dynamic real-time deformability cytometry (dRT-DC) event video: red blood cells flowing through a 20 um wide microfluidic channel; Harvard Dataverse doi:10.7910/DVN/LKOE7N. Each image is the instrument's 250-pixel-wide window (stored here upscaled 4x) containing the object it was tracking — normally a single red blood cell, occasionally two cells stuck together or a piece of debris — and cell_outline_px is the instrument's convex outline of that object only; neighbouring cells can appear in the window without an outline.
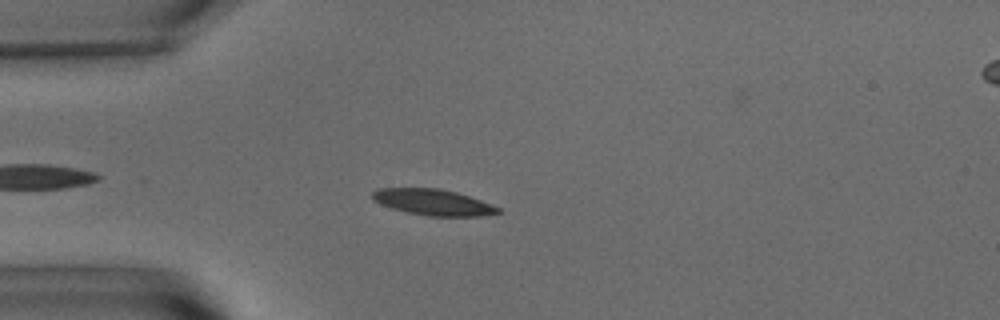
{"species": "common noctule bat (a hibernating species)", "species_latin": "Nyctalus noctula", "temperature_condition": "warm", "stored_images_in_passage": 39, "camera_frame_rate_fps": 3000, "um_per_image_px": 0.085, "animal": {"sex": "male", "body_mass_g": 15.6}, "frame": {"image": 1, "passage_image": 7, "time_ms": 2.0, "image_size_px": [1000, 320], "cell_outline_px": [[504, 212], [480, 216], [428, 216], [408, 212], [392, 208], [380, 204], [372, 200], [372, 192], [376, 188], [440, 188], [456, 192], [492, 204], [500, 208]], "centroid_in_image_um": [36.81, 17.19], "position_along_channel_um": 48.2, "area_um2": 19.13}}
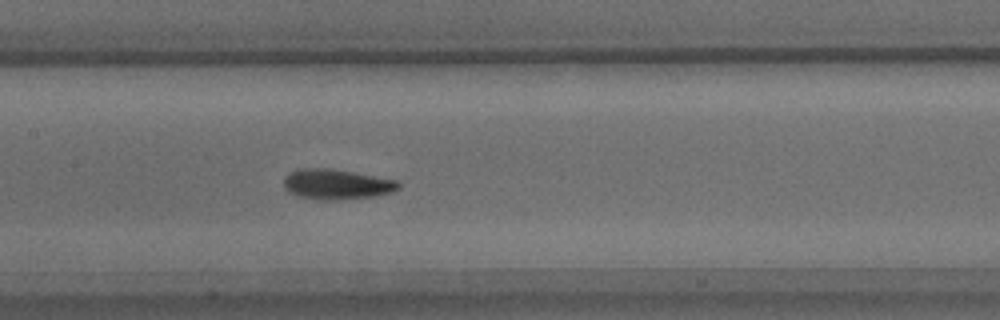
{"frame": {"image": 2, "passage_image": 19, "time_ms": 6.0, "image_size_px": [1000, 320], "cell_outline_px": [[400, 188], [392, 192], [376, 196], [324, 200], [320, 200], [296, 196], [284, 188], [284, 176], [288, 172], [296, 168], [328, 168], [352, 172], [396, 180], [400, 184]], "centroid_in_image_um": [28.56, 15.65], "position_along_channel_um": 178.8, "area_um2": 20.17}}
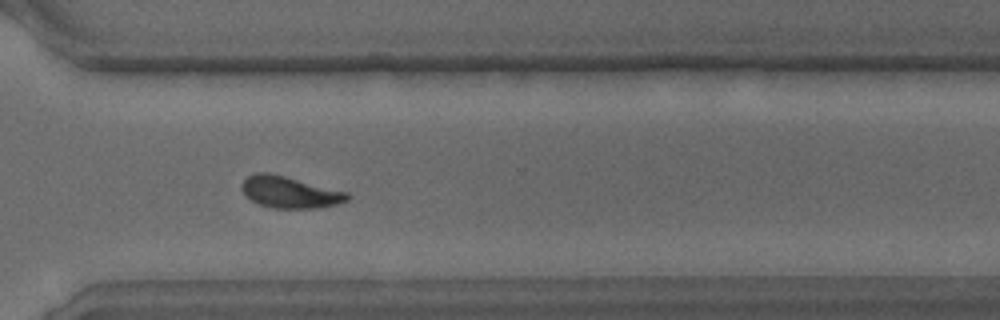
{"frame": {"image": 3, "passage_image": 33, "time_ms": 10.667, "image_size_px": [1000, 320], "cell_outline_px": [[348, 200], [336, 204], [316, 208], [272, 208], [260, 204], [252, 200], [240, 188], [240, 184], [248, 176], [256, 172], [268, 172], [348, 192]], "centroid_in_image_um": [24.6, 16.33], "position_along_channel_um": 346.0, "area_um2": 19.19}, "authors_computed_cell_mechanics": {"area_um2": 19.4786, "velocity_mm_per_s": 3.5908, "shape_relaxation_time_tau1_ms": 2.3127, "shape_relaxation_time_tau2_ms": 1.1976, "deformation_change_tau1": 0.1273, "deformation_change_tau2": 0.0687}}